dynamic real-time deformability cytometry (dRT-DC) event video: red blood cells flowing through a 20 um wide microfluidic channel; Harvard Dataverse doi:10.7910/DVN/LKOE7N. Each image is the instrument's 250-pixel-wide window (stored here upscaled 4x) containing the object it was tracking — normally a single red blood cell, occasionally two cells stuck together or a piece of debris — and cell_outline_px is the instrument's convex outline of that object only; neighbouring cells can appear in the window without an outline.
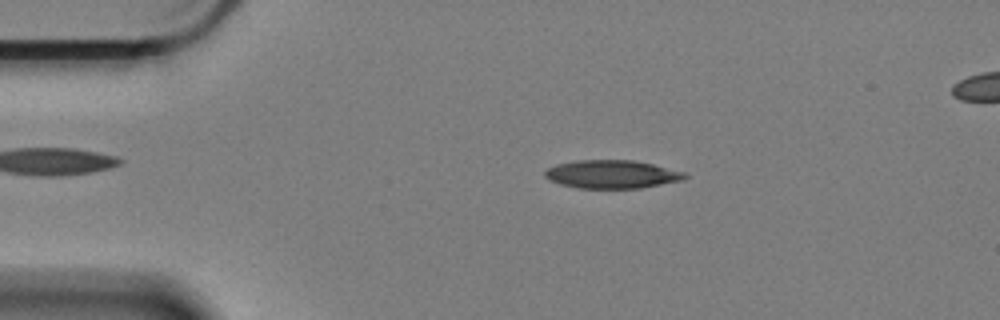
{"species": "Egyptian fruit bat (a non-hibernating species)", "species_latin": "Rousettus aegyptiacus", "temperature_condition": "cold", "stored_images_in_passage": 53, "camera_frame_rate_fps": 3000, "um_per_image_px": 0.085, "animal": {"sex": "female"}, "frame": {"image": 1, "passage_image": 5, "time_ms": 1.333, "image_size_px": [1000, 320], "cell_outline_px": [[688, 176], [680, 180], [640, 188], [580, 188], [560, 184], [544, 176], [544, 172], [548, 168], [556, 164], [580, 160], [636, 160], [684, 172]], "centroid_in_image_um": [51.99, 14.8], "position_along_channel_um": 33.0, "area_um2": 22.72}}
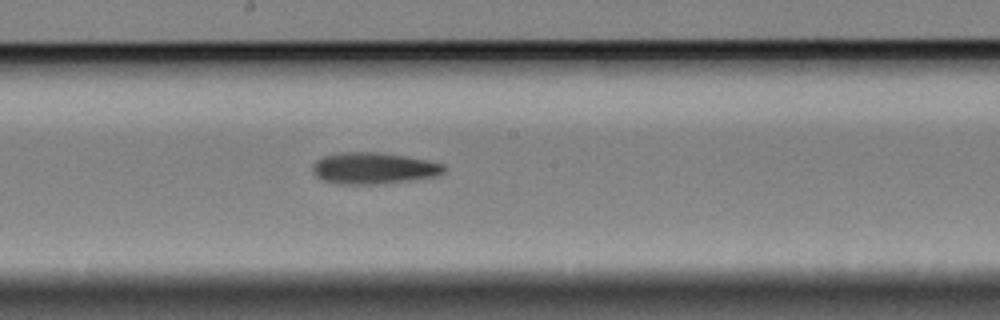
{"frame": {"image": 2, "passage_image": 25, "time_ms": 8.0, "image_size_px": [1000, 320], "cell_outline_px": [[448, 168], [444, 172], [436, 176], [408, 180], [376, 184], [336, 184], [320, 180], [312, 172], [312, 164], [316, 160], [324, 156], [340, 152], [380, 152], [428, 160], [444, 164]], "centroid_in_image_um": [31.72, 14.3], "position_along_channel_um": 216.5, "area_um2": 24.28}}
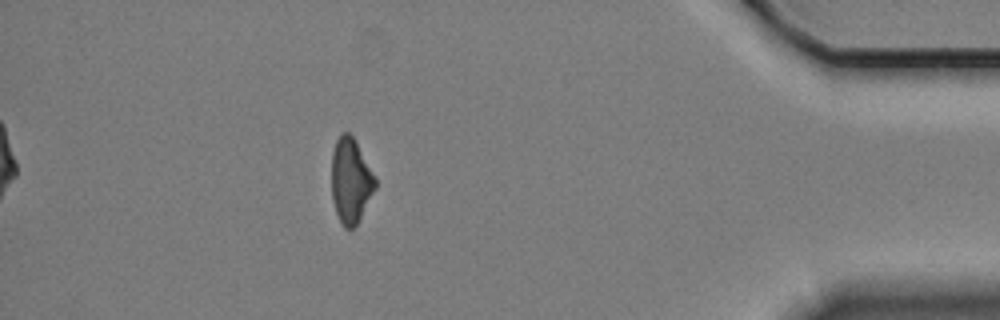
{"frame": {"image": 3, "passage_image": 46, "time_ms": 15.0, "image_size_px": [1000, 320], "cell_outline_px": [[376, 188], [356, 224], [352, 228], [344, 228], [336, 212], [332, 200], [332, 152], [336, 140], [340, 132], [348, 132], [356, 140], [376, 176]], "centroid_in_image_um": [29.81, 15.3], "position_along_channel_um": 405.4, "area_um2": 21.68}}